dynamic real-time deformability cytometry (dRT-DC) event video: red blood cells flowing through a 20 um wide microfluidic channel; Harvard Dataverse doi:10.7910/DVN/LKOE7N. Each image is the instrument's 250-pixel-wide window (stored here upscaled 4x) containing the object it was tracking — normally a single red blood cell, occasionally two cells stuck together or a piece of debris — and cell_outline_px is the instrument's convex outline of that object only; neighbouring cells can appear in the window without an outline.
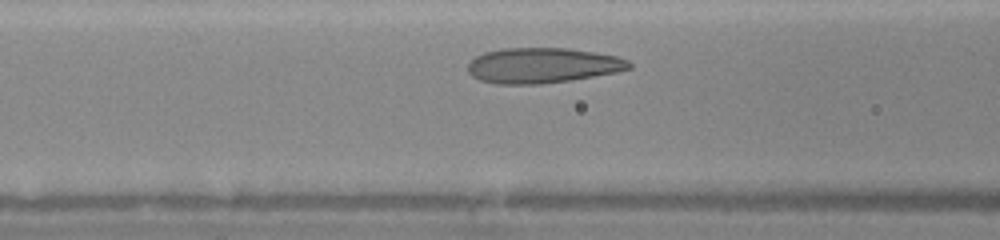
{"species": "human", "species_latin": "Homo sapiens", "temperature_condition": "warm", "stored_images_in_passage": 25, "camera_frame_rate_fps": 3000, "um_per_image_px": 0.085, "donor": {"sex": "female"}, "frame": {"image": 1, "passage_image": 6, "time_ms": 1.667, "image_size_px": [1000, 240], "cell_outline_px": [[632, 68], [616, 72], [572, 80], [540, 84], [496, 84], [480, 80], [472, 76], [468, 72], [468, 64], [476, 56], [484, 52], [500, 48], [564, 48], [592, 52], [616, 56], [628, 60], [632, 64]], "centroid_in_image_um": [46.09, 5.56], "position_along_channel_um": 120.5, "area_um2": 33.18}}
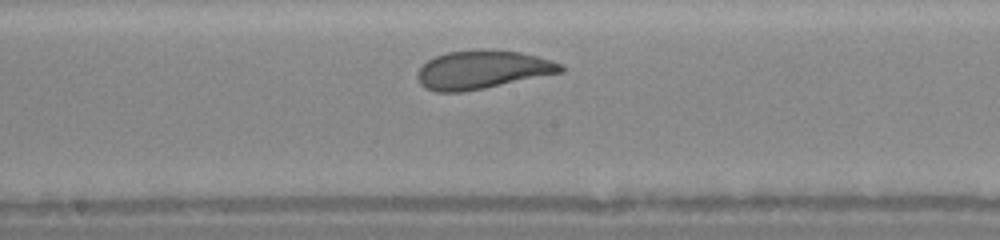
{"frame": {"image": 2, "passage_image": 12, "time_ms": 3.667, "image_size_px": [1000, 240], "cell_outline_px": [[564, 72], [464, 92], [436, 92], [420, 84], [416, 76], [416, 72], [428, 60], [436, 56], [448, 52], [520, 52], [552, 60], [560, 64], [564, 68]], "centroid_in_image_um": [40.99, 5.97], "position_along_channel_um": 207.2, "area_um2": 31.1}}
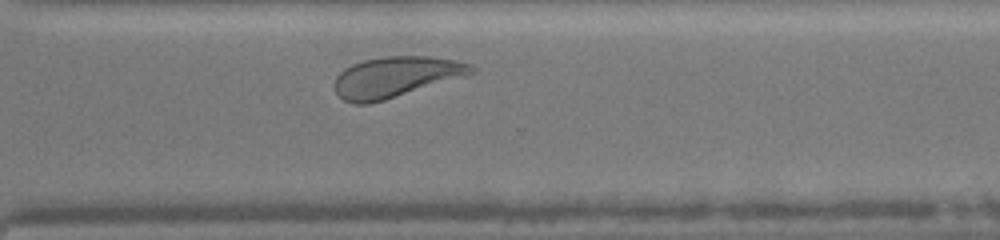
{"frame": {"image": 3, "passage_image": 21, "time_ms": 6.667, "image_size_px": [1000, 240], "cell_outline_px": [[476, 72], [464, 76], [384, 100], [368, 104], [356, 104], [344, 100], [336, 92], [336, 76], [344, 68], [352, 64], [364, 60], [388, 56], [428, 56], [456, 60], [472, 64], [476, 68]], "centroid_in_image_um": [33.65, 6.53], "position_along_channel_um": 336.9, "area_um2": 32.08}}